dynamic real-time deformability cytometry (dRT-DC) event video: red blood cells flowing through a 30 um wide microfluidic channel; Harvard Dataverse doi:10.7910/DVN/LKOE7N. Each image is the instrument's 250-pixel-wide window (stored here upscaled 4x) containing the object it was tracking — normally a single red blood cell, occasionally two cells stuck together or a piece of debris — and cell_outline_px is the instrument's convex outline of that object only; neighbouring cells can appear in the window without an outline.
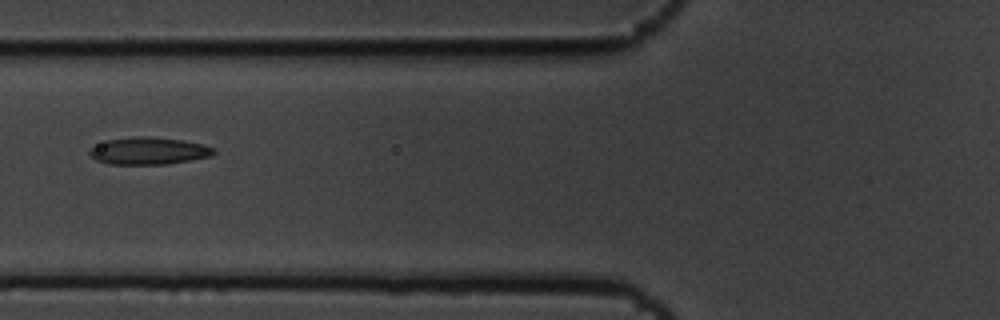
{"species": "common noctule bat (a hibernating species)", "species_latin": "Nyctalus noctula", "temperature_condition": "cold", "stored_images_in_passage": 6, "camera_frame_rate_fps": 3000, "um_per_image_px": 0.085, "animal": {"sex": "male", "body_mass_g": 19.5, "forearm_length_mm": 54.6}, "frame": {"image": 1, "passage_image": 3, "time_ms": 0.667, "image_size_px": [1000, 320], "cell_outline_px": [[216, 152], [212, 156], [168, 164], [108, 164], [96, 160], [88, 156], [88, 148], [108, 140], [136, 136], [148, 136], [180, 140], [204, 144], [212, 148]], "centroid_in_image_um": [12.59, 12.83], "position_along_channel_um": 113.2, "area_um2": 19.77}}
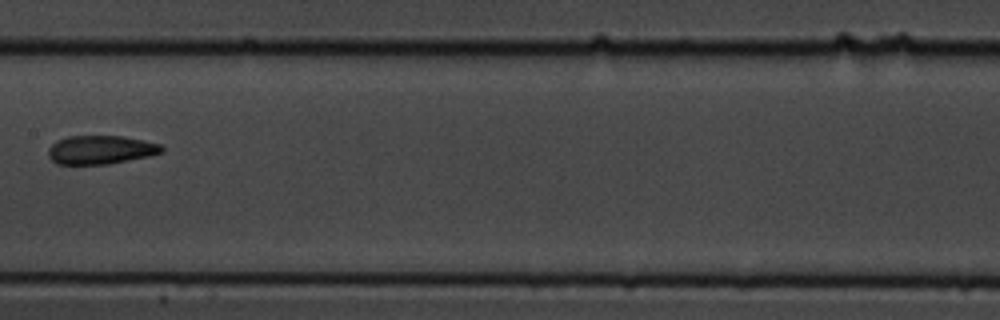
{"frame": {"image": 2, "passage_image": 5, "time_ms": 1.333, "image_size_px": [1000, 320], "cell_outline_px": [[164, 152], [148, 156], [108, 164], [56, 164], [48, 156], [48, 148], [56, 140], [68, 136], [120, 136], [160, 144], [164, 148]], "centroid_in_image_um": [8.52, 12.73], "position_along_channel_um": 198.9, "area_um2": 18.84}}
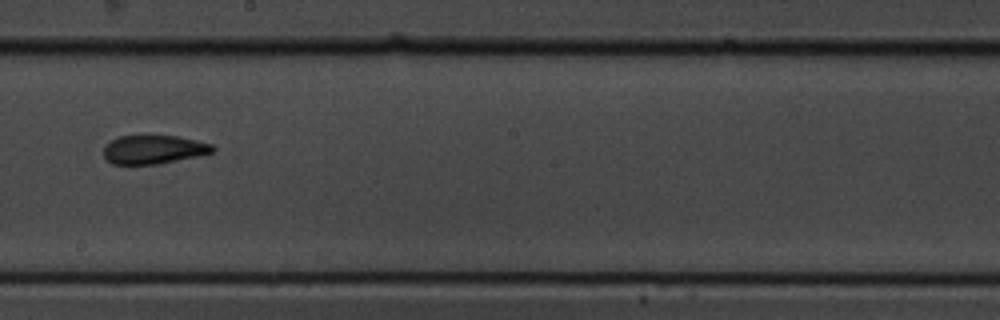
{"frame": {"image": 3, "passage_image": 6, "time_ms": 1.667, "image_size_px": [1000, 320], "cell_outline_px": [[216, 148], [212, 152], [196, 156], [160, 164], [112, 164], [104, 156], [104, 148], [112, 140], [120, 136], [176, 136], [196, 140], [212, 144]], "centroid_in_image_um": [13.07, 12.71], "position_along_channel_um": 235.1, "area_um2": 17.98}}